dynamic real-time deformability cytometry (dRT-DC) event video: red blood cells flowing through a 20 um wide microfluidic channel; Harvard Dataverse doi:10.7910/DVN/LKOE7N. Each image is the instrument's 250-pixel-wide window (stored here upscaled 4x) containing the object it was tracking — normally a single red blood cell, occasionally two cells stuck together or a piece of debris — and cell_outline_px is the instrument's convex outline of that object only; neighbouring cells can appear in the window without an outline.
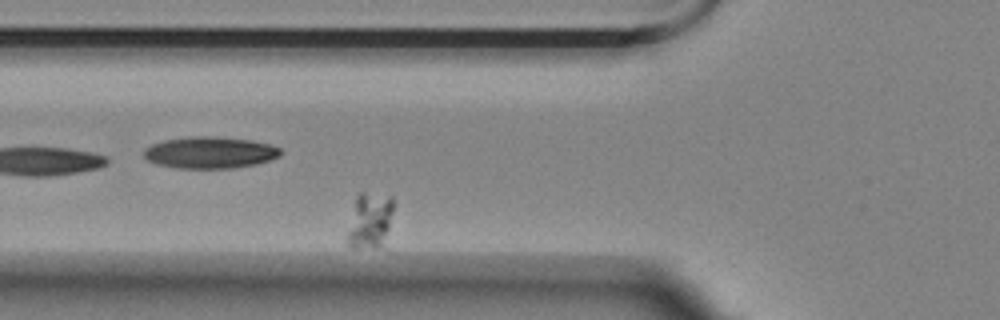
{"species": "Egyptian fruit bat (a non-hibernating species)", "species_latin": "Rousettus aegyptiacus", "temperature_condition": "room temperature", "stored_images_in_passage": 43, "camera_frame_rate_fps": 3000, "um_per_image_px": 0.085, "animal": {"sex": "female"}, "frame": {"image": 1, "passage_image": 8, "time_ms": 2.333, "image_size_px": [1000, 320], "cell_outline_px": [[396, 204], [392, 252], [388, 252], [348, 248], [348, 232], [356, 196], [360, 192], [364, 192], [392, 196], [396, 200]], "centroid_in_image_um": [31.67, 18.93], "position_along_channel_um": 94.1, "area_um2": 17.63}}
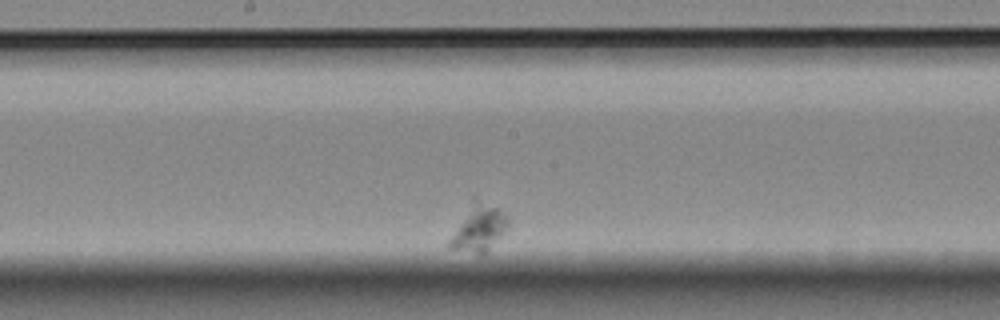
{"frame": {"image": 2, "passage_image": 22, "time_ms": 7.0, "image_size_px": [1000, 320], "cell_outline_px": [[508, 224], [504, 232], [488, 252], [484, 256], [480, 256], [448, 248], [444, 244], [472, 196], [476, 196], [496, 208], [508, 216]], "centroid_in_image_um": [40.59, 19.4], "position_along_channel_um": 207.6, "area_um2": 16.94}}
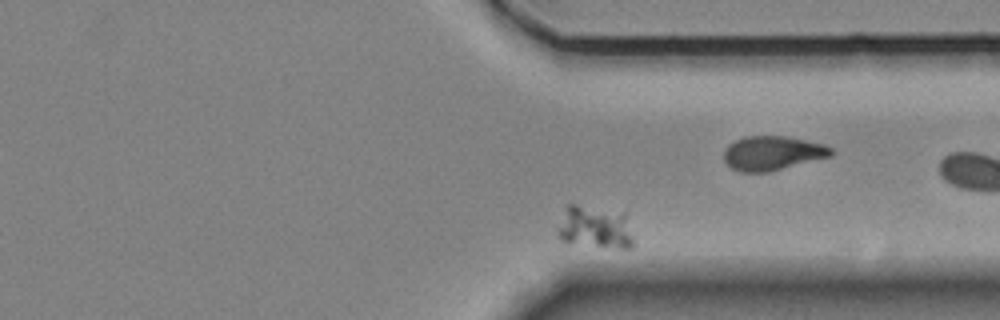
{"frame": {"image": 3, "passage_image": 40, "time_ms": 13.0, "image_size_px": [1000, 320], "cell_outline_px": [[636, 244], [632, 248], [616, 248], [560, 240], [556, 236], [556, 228], [568, 204], [576, 204], [628, 212]], "centroid_in_image_um": [50.66, 19.29], "position_along_channel_um": 360.7, "area_um2": 19.54}}